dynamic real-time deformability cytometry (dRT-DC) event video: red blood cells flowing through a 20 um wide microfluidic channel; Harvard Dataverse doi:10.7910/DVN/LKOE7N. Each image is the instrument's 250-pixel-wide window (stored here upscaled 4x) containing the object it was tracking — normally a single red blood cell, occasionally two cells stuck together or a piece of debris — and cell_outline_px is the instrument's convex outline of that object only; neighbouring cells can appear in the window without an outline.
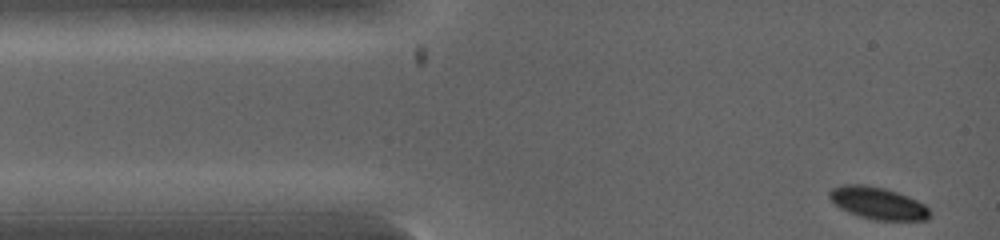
{"species": "common noctule bat (a hibernating species)", "species_latin": "Nyctalus noctula", "temperature_condition": "warm", "stored_images_in_passage": 3, "camera_frame_rate_fps": 5000, "um_per_image_px": 0.085, "animal": {"sex": "female", "body_mass_g": 19.0, "forearm_length_mm": 53.3}, "frame": {"image": 1, "passage_image": 1, "time_ms": 0.0, "image_size_px": [1000, 240], "cell_outline_px": [[932, 216], [928, 220], [876, 220], [860, 216], [848, 212], [840, 208], [828, 196], [828, 192], [832, 188], [844, 184], [864, 184], [884, 188], [908, 196], [924, 204], [928, 208]], "centroid_in_image_um": [74.63, 17.27], "position_along_channel_um": 10.4, "area_um2": 18.79}}
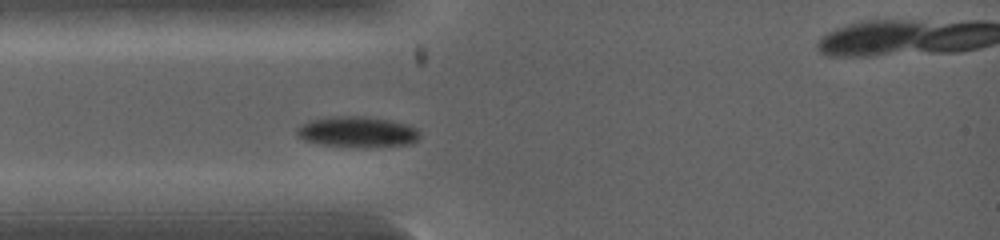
{"frame": {"image": 2, "passage_image": 3, "time_ms": 1.8, "image_size_px": [1000, 240], "cell_outline_px": [[420, 136], [412, 144], [324, 144], [304, 140], [296, 136], [296, 128], [312, 120], [332, 116], [368, 116], [392, 120], [408, 124], [416, 128], [420, 132]], "centroid_in_image_um": [30.38, 11.14], "position_along_channel_um": 54.6, "area_um2": 20.98}}